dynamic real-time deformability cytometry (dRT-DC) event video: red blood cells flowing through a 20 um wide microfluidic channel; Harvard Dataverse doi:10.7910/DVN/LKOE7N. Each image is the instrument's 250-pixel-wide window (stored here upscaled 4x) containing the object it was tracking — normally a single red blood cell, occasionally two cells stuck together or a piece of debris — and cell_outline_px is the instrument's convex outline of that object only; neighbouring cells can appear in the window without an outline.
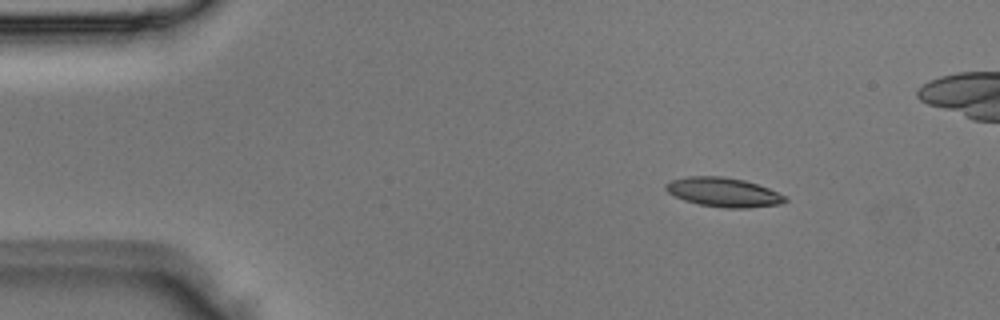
{"species": "Egyptian fruit bat (a non-hibernating species)", "species_latin": "Rousettus aegyptiacus", "temperature_condition": "room temperature", "stored_images_in_passage": 4, "camera_frame_rate_fps": 3000, "um_per_image_px": 0.085, "animal": {"sex": "male"}, "frame": {"image": 1, "passage_image": 2, "time_ms": 0.333, "image_size_px": [1000, 320], "cell_outline_px": [[788, 200], [780, 204], [748, 208], [728, 208], [700, 204], [684, 200], [668, 192], [664, 188], [664, 184], [672, 180], [688, 176], [724, 176], [744, 180], [768, 188], [784, 196]], "centroid_in_image_um": [61.48, 16.33], "position_along_channel_um": 23.5, "area_um2": 20.11}}